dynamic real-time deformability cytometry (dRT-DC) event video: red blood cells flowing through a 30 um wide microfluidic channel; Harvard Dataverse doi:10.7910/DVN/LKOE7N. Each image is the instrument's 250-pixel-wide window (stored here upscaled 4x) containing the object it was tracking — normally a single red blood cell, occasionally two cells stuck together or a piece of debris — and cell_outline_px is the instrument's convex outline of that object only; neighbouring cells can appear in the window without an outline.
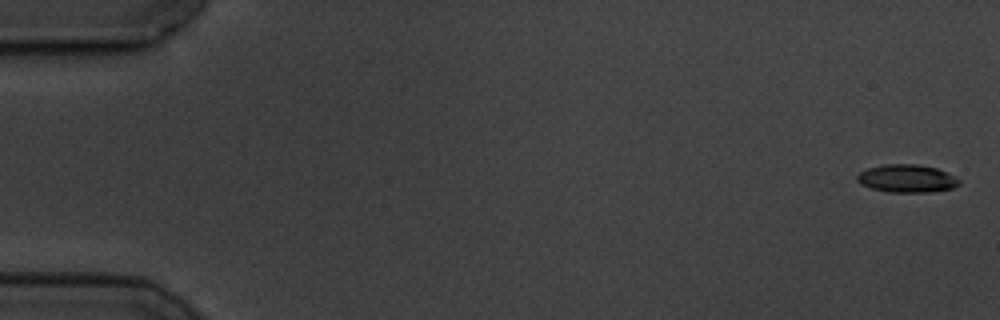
{"species": "common noctule bat (a hibernating species)", "species_latin": "Nyctalus noctula", "temperature_condition": "cold", "stored_images_in_passage": 9, "camera_frame_rate_fps": 3000, "um_per_image_px": 0.085, "animal": {"sex": "male", "body_mass_g": 19.5, "forearm_length_mm": 54.6}, "frame": {"image": 1, "passage_image": 1, "time_ms": 0.0, "image_size_px": [1000, 320], "cell_outline_px": [[960, 184], [952, 188], [928, 192], [888, 192], [872, 188], [860, 184], [856, 180], [856, 176], [860, 172], [868, 168], [884, 164], [916, 164], [936, 168], [960, 180]], "centroid_in_image_um": [77.04, 15.17], "position_along_channel_um": 8.0, "area_um2": 16.42}}
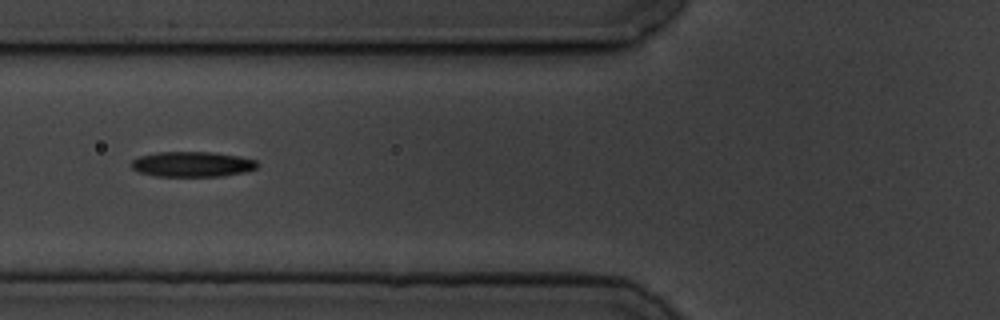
{"frame": {"image": 2, "passage_image": 7, "time_ms": 7.0, "image_size_px": [1000, 320], "cell_outline_px": [[260, 164], [256, 168], [244, 172], [224, 176], [156, 176], [140, 172], [132, 168], [132, 160], [140, 156], [156, 152], [212, 152], [240, 156], [256, 160]], "centroid_in_image_um": [16.38, 13.95], "position_along_channel_um": 109.4, "area_um2": 18.55}}
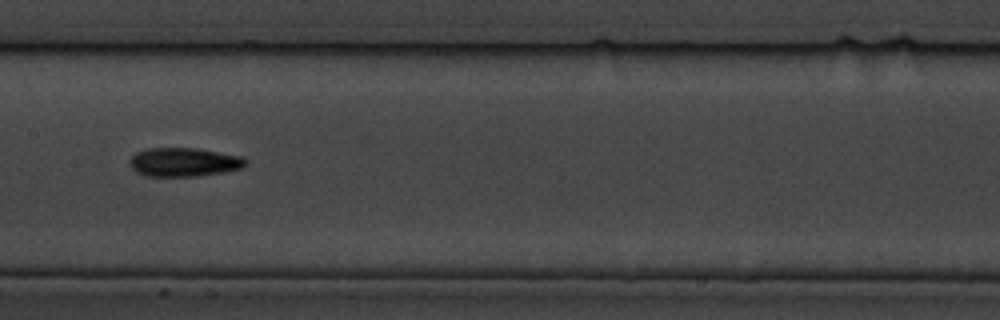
{"frame": {"image": 3, "passage_image": 9, "time_ms": 9.333, "image_size_px": [1000, 320], "cell_outline_px": [[248, 160], [240, 168], [224, 172], [196, 176], [144, 176], [136, 172], [128, 164], [132, 156], [136, 152], [148, 148], [196, 148], [240, 156]], "centroid_in_image_um": [15.58, 13.78], "position_along_channel_um": 191.8, "area_um2": 19.36}}